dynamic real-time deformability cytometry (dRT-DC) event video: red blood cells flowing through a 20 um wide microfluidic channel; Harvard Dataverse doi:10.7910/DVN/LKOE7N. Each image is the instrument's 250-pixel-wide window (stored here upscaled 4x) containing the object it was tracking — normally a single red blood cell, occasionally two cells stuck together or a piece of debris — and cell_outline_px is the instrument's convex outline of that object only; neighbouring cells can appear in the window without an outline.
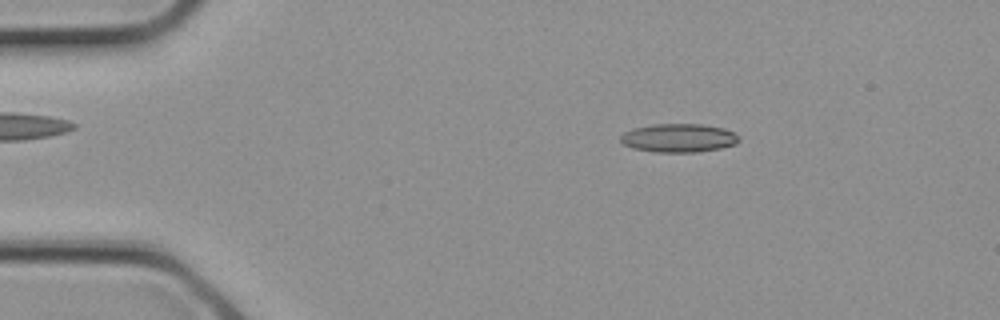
{"species": "common noctule bat (a hibernating species)", "species_latin": "Nyctalus noctula", "temperature_condition": "cold", "stored_images_in_passage": 4, "camera_frame_rate_fps": 3000, "um_per_image_px": 0.085, "animal": {"sex": "female", "body_mass_g": 21.9}, "frame": {"image": 1, "passage_image": 2, "time_ms": 0.333, "image_size_px": [1000, 320], "cell_outline_px": [[740, 140], [736, 144], [720, 148], [696, 152], [652, 152], [632, 148], [624, 144], [620, 140], [620, 136], [624, 132], [636, 128], [652, 124], [704, 124], [724, 128], [740, 136]], "centroid_in_image_um": [57.7, 11.73], "position_along_channel_um": 27.3, "area_um2": 19.77}}